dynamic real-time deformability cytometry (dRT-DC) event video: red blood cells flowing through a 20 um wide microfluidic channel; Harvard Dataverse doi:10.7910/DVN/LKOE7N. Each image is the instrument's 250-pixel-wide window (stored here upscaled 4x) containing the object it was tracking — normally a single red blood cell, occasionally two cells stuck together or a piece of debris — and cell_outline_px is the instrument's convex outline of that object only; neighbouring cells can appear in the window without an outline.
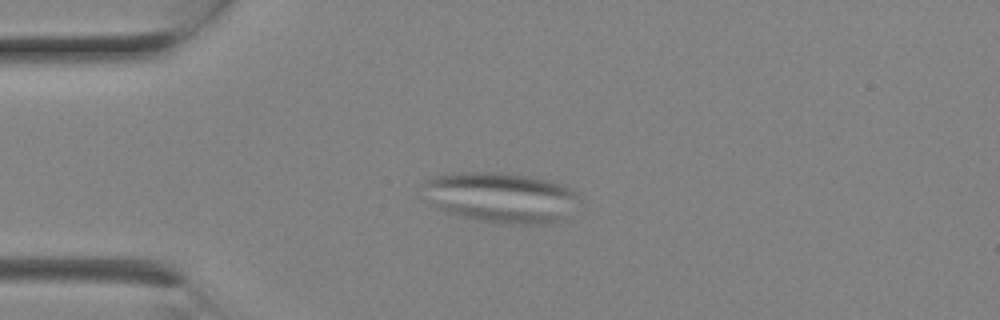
{"species": "Egyptian fruit bat (a non-hibernating species)", "species_latin": "Rousettus aegyptiacus", "temperature_condition": "room temperature", "stored_images_in_passage": 7, "camera_frame_rate_fps": 3000, "um_per_image_px": 0.085, "animal": {"sex": "female"}, "frame": {"image": 1, "passage_image": 6, "time_ms": 1.667, "image_size_px": [1000, 320], "cell_outline_px": [[576, 196], [564, 220], [544, 224], [520, 224], [484, 220], [460, 216], [444, 212], [432, 204], [424, 184], [424, 180], [436, 176], [452, 172], [504, 172], [532, 176], [564, 184], [572, 188], [576, 192]], "centroid_in_image_um": [42.57, 16.75], "position_along_channel_um": 42.4, "area_um2": 45.26}}